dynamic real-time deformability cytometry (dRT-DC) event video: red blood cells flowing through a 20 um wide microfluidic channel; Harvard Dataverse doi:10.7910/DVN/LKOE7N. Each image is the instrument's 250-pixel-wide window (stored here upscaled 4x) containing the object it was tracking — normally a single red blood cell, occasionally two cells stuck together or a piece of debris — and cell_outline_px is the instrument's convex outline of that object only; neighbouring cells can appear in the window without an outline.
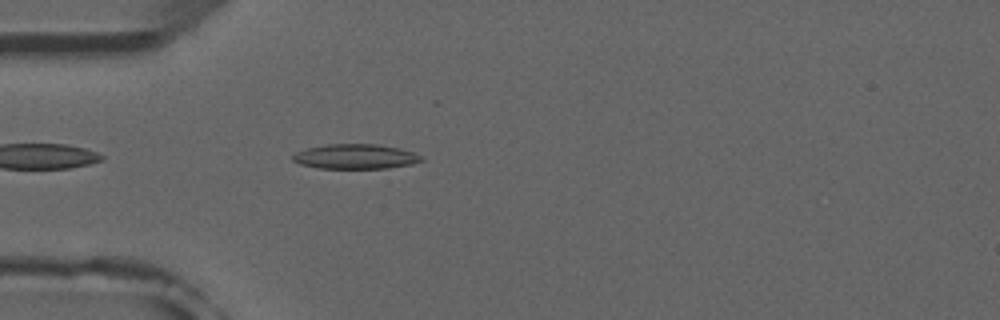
{"species": "common noctule bat (a hibernating species)", "species_latin": "Nyctalus noctula", "temperature_condition": "room temperature", "stored_images_in_passage": 1, "camera_frame_rate_fps": 3000, "um_per_image_px": 0.085, "animal": {"sex": "male", "forearm_length_mm": 52.5}, "frame": {"image": 1, "passage_image": 1, "time_ms": 0.0, "image_size_px": [1000, 320], "cell_outline_px": [[424, 160], [412, 164], [388, 168], [320, 168], [300, 164], [292, 160], [292, 156], [296, 152], [304, 148], [328, 144], [376, 144], [400, 148], [424, 156]], "centroid_in_image_um": [30.22, 13.3], "position_along_channel_um": 54.8, "area_um2": 18.67}}